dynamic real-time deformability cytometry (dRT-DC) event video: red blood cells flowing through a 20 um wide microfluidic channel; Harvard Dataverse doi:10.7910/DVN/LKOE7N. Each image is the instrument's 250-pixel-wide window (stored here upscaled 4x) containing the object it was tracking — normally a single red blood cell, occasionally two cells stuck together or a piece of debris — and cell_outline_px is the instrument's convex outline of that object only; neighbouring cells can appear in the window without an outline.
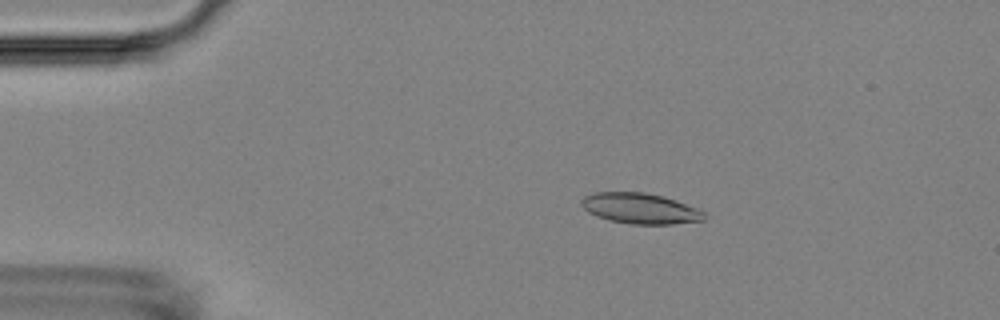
{"species": "Egyptian fruit bat (a non-hibernating species)", "species_latin": "Rousettus aegyptiacus", "temperature_condition": "room temperature", "stored_images_in_passage": 5, "camera_frame_rate_fps": 3000, "um_per_image_px": 0.085, "animal": {"sex": "female"}, "frame": {"image": 1, "passage_image": 3, "time_ms": 3.0, "image_size_px": [1000, 320], "cell_outline_px": [[704, 220], [672, 224], [632, 224], [608, 220], [596, 216], [588, 212], [580, 204], [580, 200], [584, 196], [596, 192], [644, 192], [664, 196], [700, 208], [704, 212]], "centroid_in_image_um": [54.42, 17.71], "position_along_channel_um": 30.6, "area_um2": 22.08}}
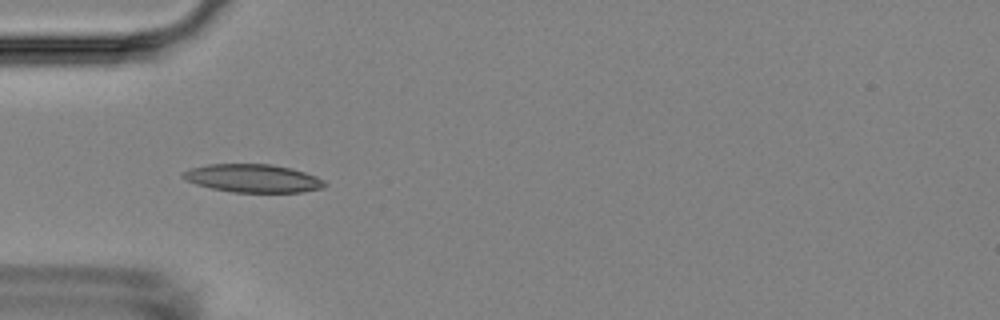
{"frame": {"image": 2, "passage_image": 4, "time_ms": 5.333, "image_size_px": [1000, 320], "cell_outline_px": [[328, 184], [324, 188], [300, 192], [232, 192], [212, 188], [196, 184], [184, 180], [180, 176], [180, 172], [192, 168], [208, 164], [272, 164], [292, 168], [316, 176], [324, 180]], "centroid_in_image_um": [21.49, 15.15], "position_along_channel_um": 63.5, "area_um2": 23.41}}